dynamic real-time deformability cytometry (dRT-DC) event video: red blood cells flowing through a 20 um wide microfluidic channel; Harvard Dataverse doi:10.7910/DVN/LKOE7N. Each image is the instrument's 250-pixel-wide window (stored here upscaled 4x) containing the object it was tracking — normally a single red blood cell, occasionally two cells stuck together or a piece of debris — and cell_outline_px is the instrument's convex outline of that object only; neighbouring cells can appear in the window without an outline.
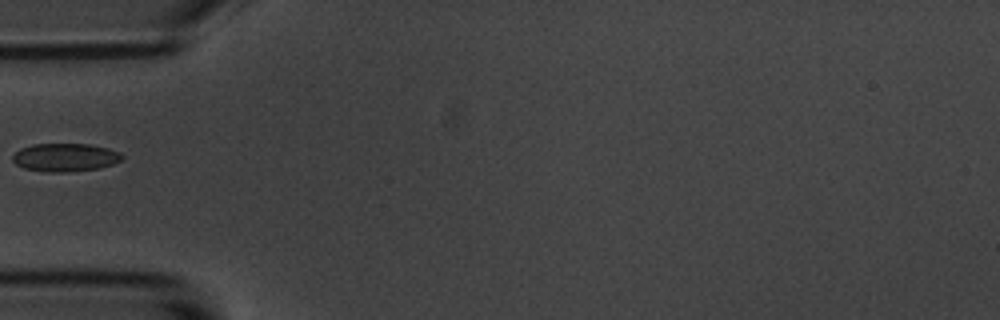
{"species": "common noctule bat (a hibernating species)", "species_latin": "Nyctalus noctula", "temperature_condition": "room temperature", "stored_images_in_passage": 14, "camera_frame_rate_fps": 3000, "um_per_image_px": 0.085, "animal": {"sex": "male", "body_mass_g": 20.1, "forearm_length_mm": 53.5}, "frame": {"image": 1, "passage_image": 1, "time_ms": 0.0, "image_size_px": [1000, 320], "cell_outline_px": [[124, 156], [120, 160], [112, 164], [100, 168], [68, 172], [48, 172], [24, 168], [16, 164], [12, 160], [12, 156], [20, 148], [32, 144], [88, 144], [108, 148], [120, 152]], "centroid_in_image_um": [5.53, 13.37], "position_along_channel_um": 79.5, "area_um2": 17.98}}
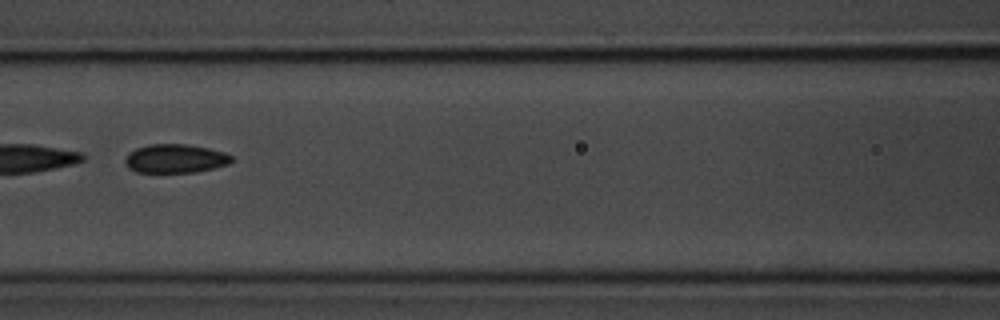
{"frame": {"image": 2, "passage_image": 7, "time_ms": 2.0, "image_size_px": [1000, 320], "cell_outline_px": [[232, 160], [228, 164], [196, 172], [136, 172], [128, 168], [124, 160], [128, 152], [136, 148], [148, 144], [184, 144], [208, 148], [224, 152], [232, 156]], "centroid_in_image_um": [14.86, 13.47], "position_along_channel_um": 151.7, "area_um2": 17.8}}